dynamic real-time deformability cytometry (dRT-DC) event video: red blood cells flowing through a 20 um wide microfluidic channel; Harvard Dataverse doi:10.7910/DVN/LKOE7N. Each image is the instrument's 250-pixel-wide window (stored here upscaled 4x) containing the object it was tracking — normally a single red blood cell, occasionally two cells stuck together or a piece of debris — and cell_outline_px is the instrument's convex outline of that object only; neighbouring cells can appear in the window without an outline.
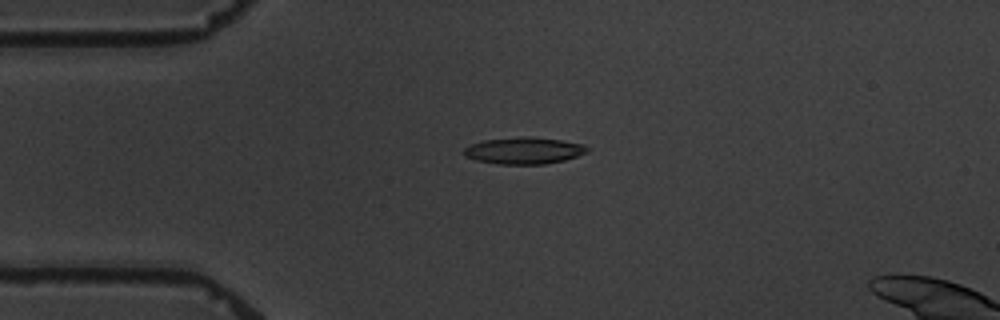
{"species": "common noctule bat (a hibernating species)", "species_latin": "Nyctalus noctula", "temperature_condition": "warm", "stored_images_in_passage": 6, "camera_frame_rate_fps": 3000, "um_per_image_px": 0.085, "animal": {"sex": "male", "body_mass_g": 19.5, "forearm_length_mm": 54.6}, "frame": {"image": 1, "passage_image": 4, "time_ms": 3.667, "image_size_px": [1000, 320], "cell_outline_px": [[592, 148], [588, 152], [564, 160], [544, 164], [496, 164], [476, 160], [464, 156], [464, 148], [468, 144], [484, 140], [524, 136], [560, 140], [584, 144]], "centroid_in_image_um": [44.53, 12.8], "position_along_channel_um": 40.5, "area_um2": 19.31}}